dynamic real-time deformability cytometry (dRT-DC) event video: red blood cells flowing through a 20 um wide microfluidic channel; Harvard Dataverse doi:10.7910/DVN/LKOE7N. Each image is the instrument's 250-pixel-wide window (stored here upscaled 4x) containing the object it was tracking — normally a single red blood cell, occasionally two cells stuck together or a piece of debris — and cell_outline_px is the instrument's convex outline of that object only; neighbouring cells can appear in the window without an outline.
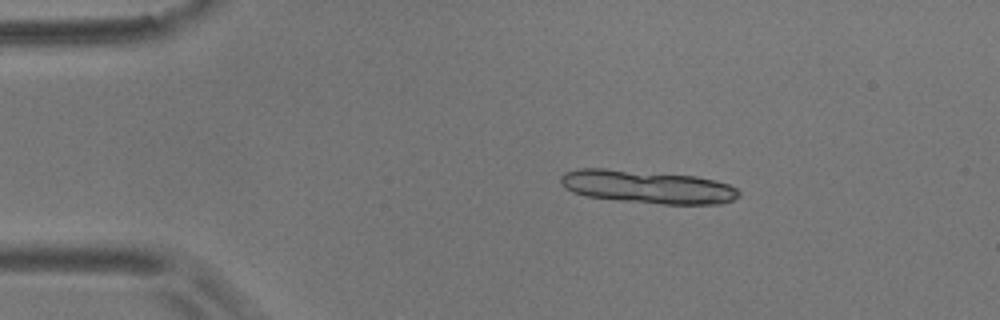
{"species": "common noctule bat (a hibernating species)", "species_latin": "Nyctalus noctula", "temperature_condition": "room temperature", "stored_images_in_passage": 5, "camera_frame_rate_fps": 3000, "um_per_image_px": 0.085, "animal": {"sex": "male", "body_mass_g": 17.9}, "frame": {"image": 1, "passage_image": 3, "time_ms": 0.667, "image_size_px": [1000, 320], "cell_outline_px": [[740, 196], [724, 204], [660, 204], [620, 200], [588, 196], [572, 192], [564, 188], [560, 180], [560, 176], [564, 172], [580, 168], [604, 168], [696, 176], [716, 180], [728, 184], [736, 188], [740, 192]], "centroid_in_image_um": [55.05, 15.88], "position_along_channel_um": 30.0, "area_um2": 34.45}}